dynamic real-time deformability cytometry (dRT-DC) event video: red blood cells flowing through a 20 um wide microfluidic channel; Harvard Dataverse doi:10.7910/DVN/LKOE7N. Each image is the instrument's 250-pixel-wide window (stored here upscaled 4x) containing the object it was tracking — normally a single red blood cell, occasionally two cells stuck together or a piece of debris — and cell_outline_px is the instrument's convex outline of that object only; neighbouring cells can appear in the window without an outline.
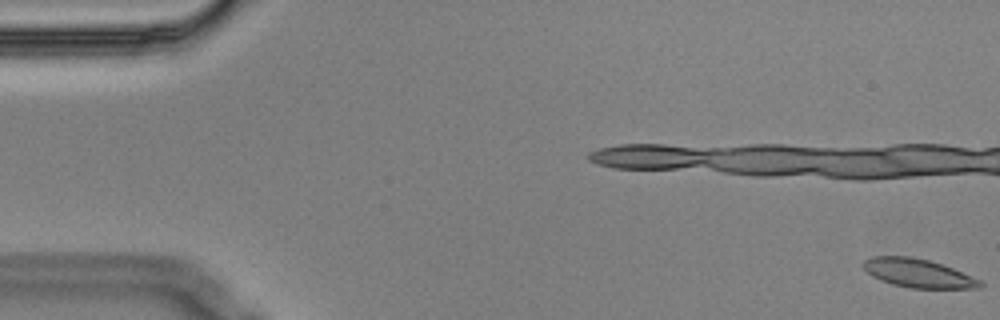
{"species": "Egyptian fruit bat (a non-hibernating species)", "species_latin": "Rousettus aegyptiacus", "temperature_condition": "cold", "stored_images_in_passage": 6, "camera_frame_rate_fps": 3000, "um_per_image_px": 0.085, "animal": {"sex": "male"}, "frame": {"image": 1, "passage_image": 1, "time_ms": 0.0, "image_size_px": [1000, 320], "cell_outline_px": [[984, 284], [980, 288], [908, 288], [892, 284], [880, 280], [872, 276], [860, 264], [864, 260], [872, 256], [908, 256], [928, 260], [952, 268], [980, 280]], "centroid_in_image_um": [78.0, 23.22], "position_along_channel_um": 7.0, "area_um2": 19.36}}